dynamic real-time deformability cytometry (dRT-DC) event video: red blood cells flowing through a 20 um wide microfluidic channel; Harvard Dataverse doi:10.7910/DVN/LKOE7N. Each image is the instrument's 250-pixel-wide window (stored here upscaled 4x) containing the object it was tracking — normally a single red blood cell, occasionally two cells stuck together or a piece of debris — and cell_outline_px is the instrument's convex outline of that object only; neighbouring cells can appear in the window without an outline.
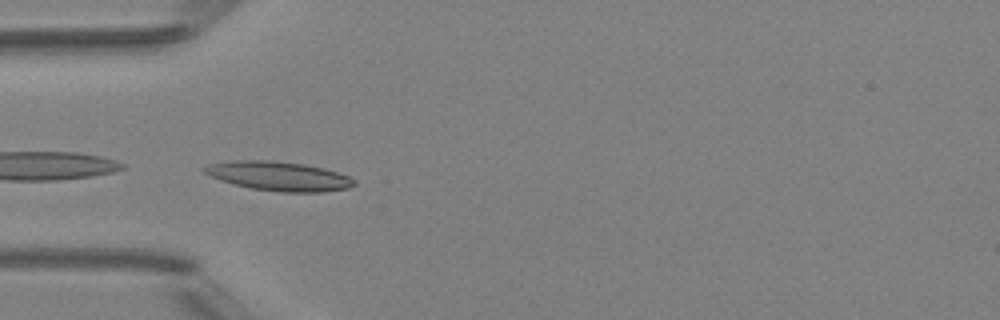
{"species": "Egyptian fruit bat (a non-hibernating species)", "species_latin": "Rousettus aegyptiacus", "temperature_condition": "room temperature", "stored_images_in_passage": 5, "camera_frame_rate_fps": 3000, "um_per_image_px": 0.085, "animal": {"sex": "female"}, "frame": {"image": 1, "passage_image": 4, "time_ms": 3.667, "image_size_px": [1000, 320], "cell_outline_px": [[356, 184], [348, 188], [324, 192], [280, 192], [252, 188], [232, 184], [220, 180], [204, 172], [200, 168], [208, 164], [232, 160], [268, 160], [304, 164], [336, 172], [348, 176], [356, 180]], "centroid_in_image_um": [23.67, 14.97], "position_along_channel_um": 61.3, "area_um2": 25.43}}
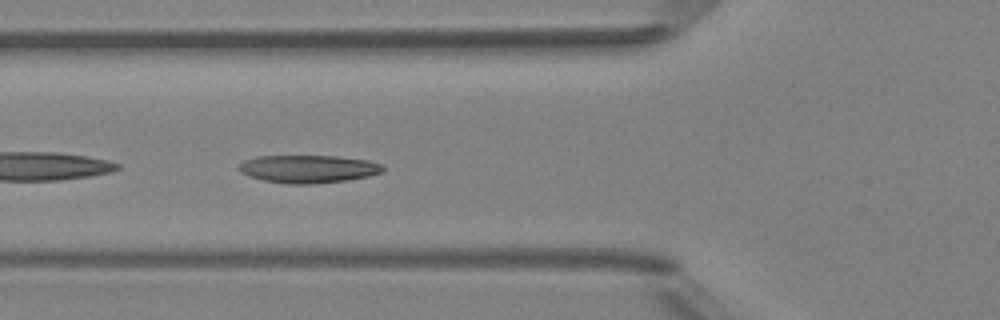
{"frame": {"image": 2, "passage_image": 5, "time_ms": 4.667, "image_size_px": [1000, 320], "cell_outline_px": [[384, 172], [368, 176], [348, 180], [316, 184], [288, 184], [264, 180], [248, 176], [240, 172], [236, 168], [244, 160], [256, 156], [340, 156], [368, 160], [384, 164]], "centroid_in_image_um": [26.22, 14.36], "position_along_channel_um": 99.6, "area_um2": 23.7}}